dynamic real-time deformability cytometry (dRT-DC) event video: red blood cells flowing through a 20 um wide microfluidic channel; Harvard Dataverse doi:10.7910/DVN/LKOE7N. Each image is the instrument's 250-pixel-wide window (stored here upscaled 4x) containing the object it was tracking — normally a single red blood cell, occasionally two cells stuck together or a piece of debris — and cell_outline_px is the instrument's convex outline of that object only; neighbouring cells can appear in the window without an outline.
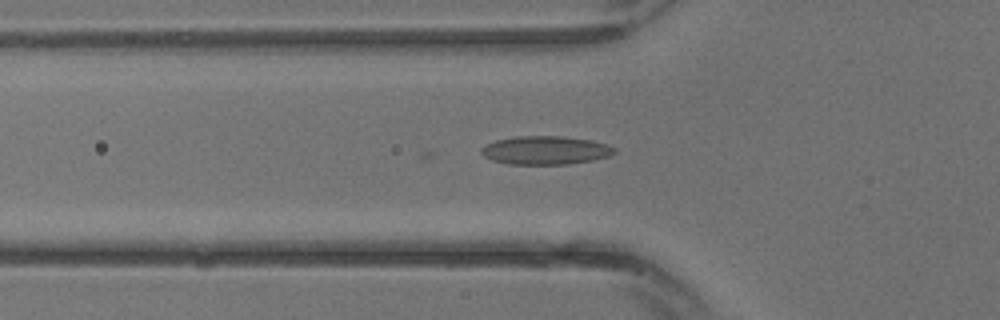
{"species": "common noctule bat (a hibernating species)", "species_latin": "Nyctalus noctula", "temperature_condition": "warm", "stored_images_in_passage": 21, "camera_frame_rate_fps": 3000, "um_per_image_px": 0.085, "animal": {"sex": "male", "body_mass_g": 13.3}, "frame": {"image": 1, "passage_image": 9, "time_ms": 2.667, "image_size_px": [1000, 320], "cell_outline_px": [[616, 152], [608, 156], [592, 160], [568, 164], [508, 164], [492, 160], [484, 156], [480, 152], [480, 148], [484, 144], [496, 140], [516, 136], [560, 136], [592, 140], [608, 144], [616, 148]], "centroid_in_image_um": [46.35, 12.77], "position_along_channel_um": 79.5, "area_um2": 22.2}}
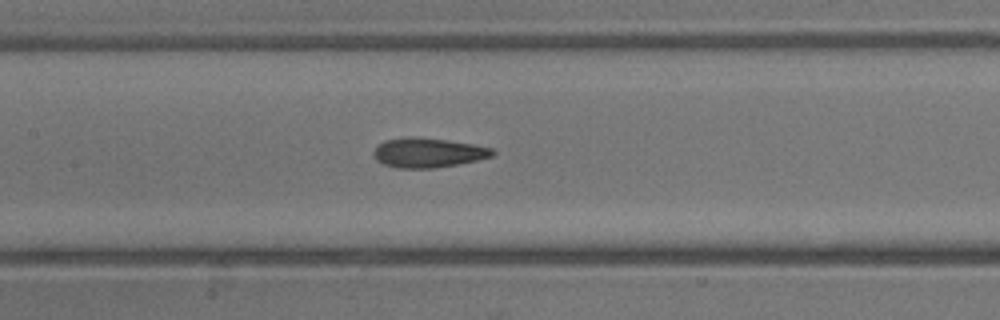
{"frame": {"image": 2, "passage_image": 13, "time_ms": 4.0, "image_size_px": [1000, 320], "cell_outline_px": [[496, 152], [492, 156], [476, 160], [456, 164], [432, 168], [400, 168], [384, 164], [376, 160], [372, 152], [384, 140], [408, 136], [412, 136], [444, 140], [472, 144], [492, 148]], "centroid_in_image_um": [36.35, 12.97], "position_along_channel_um": 171.0, "area_um2": 20.23}}
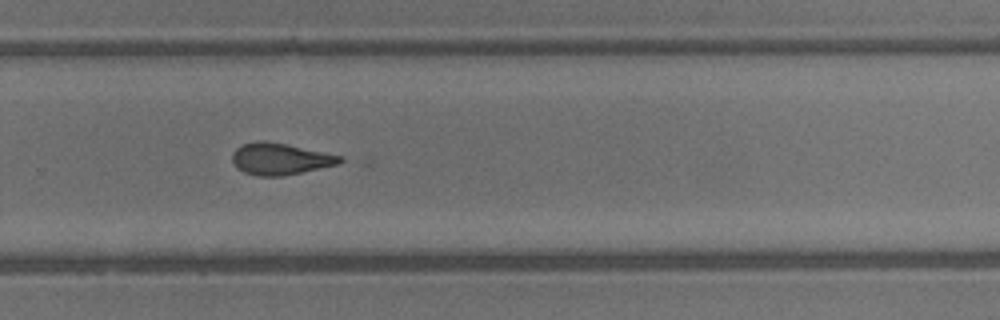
{"frame": {"image": 3, "passage_image": 19, "time_ms": 6.0, "image_size_px": [1000, 320], "cell_outline_px": [[344, 160], [340, 164], [284, 176], [256, 176], [244, 172], [236, 168], [232, 160], [232, 152], [236, 148], [244, 144], [256, 140], [264, 140], [288, 144], [344, 156]], "centroid_in_image_um": [23.83, 13.5], "position_along_channel_um": 306.0, "area_um2": 20.23}}